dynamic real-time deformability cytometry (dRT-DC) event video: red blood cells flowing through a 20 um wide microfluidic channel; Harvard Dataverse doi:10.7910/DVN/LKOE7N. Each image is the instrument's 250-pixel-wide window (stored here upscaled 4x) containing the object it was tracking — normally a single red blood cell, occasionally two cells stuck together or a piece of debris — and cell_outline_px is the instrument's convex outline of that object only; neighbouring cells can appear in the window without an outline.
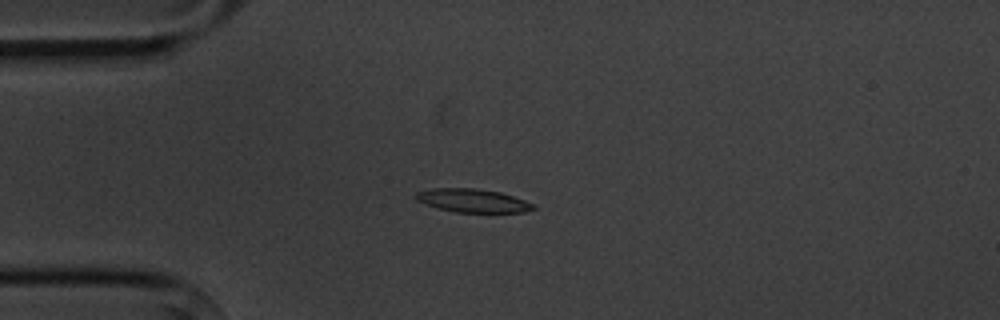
{"species": "common noctule bat (a hibernating species)", "species_latin": "Nyctalus noctula", "temperature_condition": "cold", "stored_images_in_passage": 8, "camera_frame_rate_fps": 3000, "um_per_image_px": 0.085, "animal": {"sex": "male", "body_mass_g": 20.1, "forearm_length_mm": 53.5}, "frame": {"image": 1, "passage_image": 4, "time_ms": 4.333, "image_size_px": [1000, 320], "cell_outline_px": [[536, 208], [524, 212], [456, 212], [436, 208], [424, 204], [416, 200], [416, 192], [432, 188], [476, 188], [500, 192], [524, 200], [532, 204]], "centroid_in_image_um": [40.13, 17.05], "position_along_channel_um": 44.9, "area_um2": 15.95}}
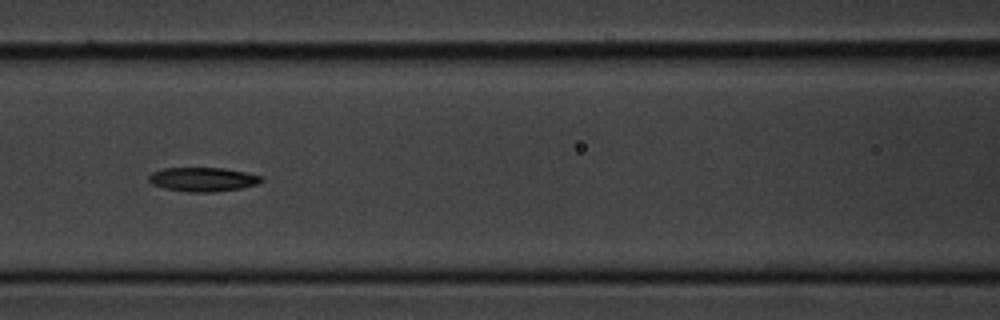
{"frame": {"image": 2, "passage_image": 7, "time_ms": 7.667, "image_size_px": [1000, 320], "cell_outline_px": [[264, 180], [256, 184], [240, 188], [216, 192], [188, 192], [164, 188], [152, 184], [148, 180], [148, 176], [152, 172], [164, 168], [224, 168], [244, 172], [260, 176]], "centroid_in_image_um": [17.21, 15.25], "position_along_channel_um": 149.4, "area_um2": 15.72}}
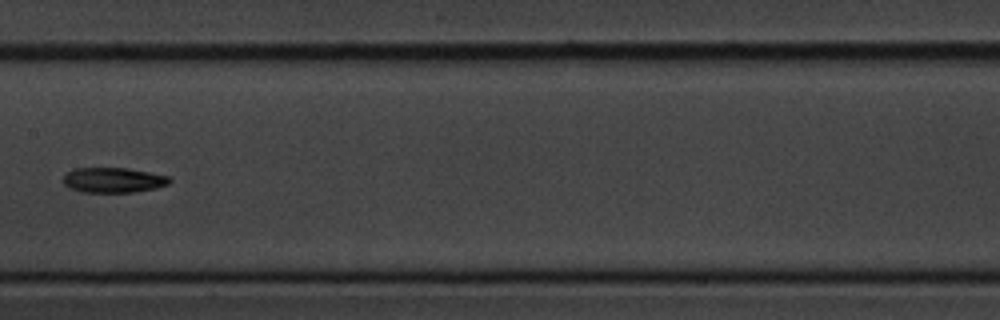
{"frame": {"image": 3, "passage_image": 8, "time_ms": 9.0, "image_size_px": [1000, 320], "cell_outline_px": [[172, 180], [168, 184], [156, 188], [136, 192], [80, 192], [64, 184], [64, 176], [72, 168], [128, 168], [168, 176]], "centroid_in_image_um": [9.64, 15.31], "position_along_channel_um": 197.8, "area_um2": 15.49}}